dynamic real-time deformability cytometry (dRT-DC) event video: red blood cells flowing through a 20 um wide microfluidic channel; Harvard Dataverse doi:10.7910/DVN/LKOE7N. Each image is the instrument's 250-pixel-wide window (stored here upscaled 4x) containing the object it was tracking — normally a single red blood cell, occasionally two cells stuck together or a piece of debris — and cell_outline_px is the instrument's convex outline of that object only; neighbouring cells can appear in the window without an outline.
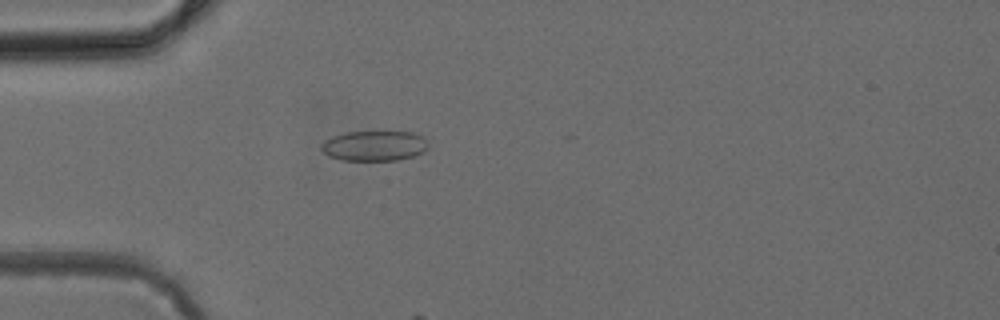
{"species": "common noctule bat (a hibernating species)", "species_latin": "Nyctalus noctula", "temperature_condition": "cold", "stored_images_in_passage": 9, "camera_frame_rate_fps": 3000, "um_per_image_px": 0.085, "animal": {"sex": "female", "body_mass_g": 24.6, "forearm_length_mm": 56.2}, "frame": {"image": 1, "passage_image": 7, "time_ms": 2.0, "image_size_px": [1000, 320], "cell_outline_px": [[428, 148], [424, 152], [400, 160], [344, 160], [328, 156], [320, 148], [320, 144], [324, 140], [332, 136], [348, 132], [412, 132], [424, 136], [428, 144]], "centroid_in_image_um": [31.83, 12.39], "position_along_channel_um": 53.2, "area_um2": 18.9}}